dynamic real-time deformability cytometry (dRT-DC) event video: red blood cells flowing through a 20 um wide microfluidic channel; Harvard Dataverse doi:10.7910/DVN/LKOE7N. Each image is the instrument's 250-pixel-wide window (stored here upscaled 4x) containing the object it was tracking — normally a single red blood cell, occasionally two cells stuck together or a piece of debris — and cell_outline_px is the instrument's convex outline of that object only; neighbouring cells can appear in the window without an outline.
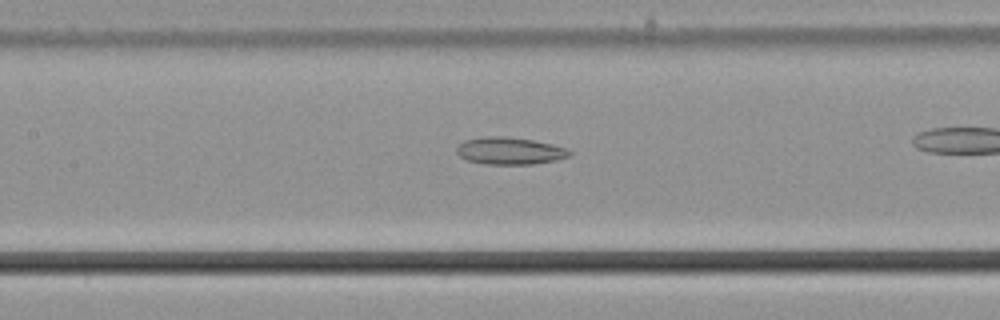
{"species": "common noctule bat (a hibernating species)", "species_latin": "Nyctalus noctula", "temperature_condition": "cold", "stored_images_in_passage": 25, "camera_frame_rate_fps": 3000, "um_per_image_px": 0.085, "animal": {"sex": "male", "body_mass_g": 21.5, "forearm_length_mm": 52.0}, "frame": {"image": 1, "passage_image": 8, "time_ms": 2.333, "image_size_px": [1000, 320], "cell_outline_px": [[572, 152], [568, 156], [556, 160], [532, 164], [484, 164], [468, 160], [460, 156], [456, 152], [456, 148], [464, 140], [484, 136], [508, 136], [532, 140], [552, 144], [568, 148]], "centroid_in_image_um": [43.32, 12.81], "position_along_channel_um": 164.1, "area_um2": 17.92}}
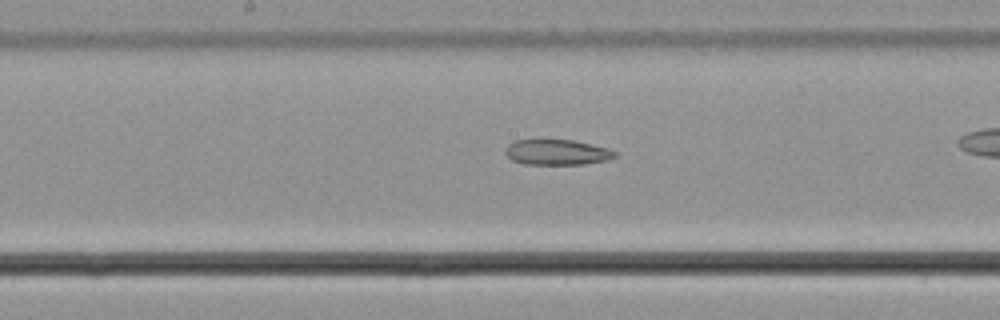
{"frame": {"image": 2, "passage_image": 11, "time_ms": 3.333, "image_size_px": [1000, 320], "cell_outline_px": [[616, 156], [608, 160], [584, 164], [524, 164], [512, 160], [504, 152], [504, 148], [508, 144], [516, 140], [572, 140], [608, 148], [616, 152]], "centroid_in_image_um": [47.32, 12.94], "position_along_channel_um": 200.9, "area_um2": 16.18}}
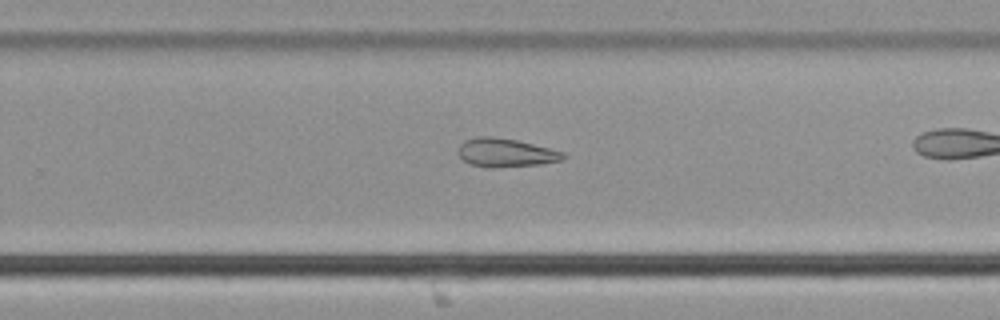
{"frame": {"image": 3, "passage_image": 18, "time_ms": 5.667, "image_size_px": [1000, 320], "cell_outline_px": [[568, 156], [564, 160], [540, 164], [472, 164], [464, 160], [460, 156], [460, 144], [464, 140], [476, 136], [492, 136], [516, 140], [564, 152]], "centroid_in_image_um": [43.05, 12.91], "position_along_channel_um": 286.8, "area_um2": 16.36}}